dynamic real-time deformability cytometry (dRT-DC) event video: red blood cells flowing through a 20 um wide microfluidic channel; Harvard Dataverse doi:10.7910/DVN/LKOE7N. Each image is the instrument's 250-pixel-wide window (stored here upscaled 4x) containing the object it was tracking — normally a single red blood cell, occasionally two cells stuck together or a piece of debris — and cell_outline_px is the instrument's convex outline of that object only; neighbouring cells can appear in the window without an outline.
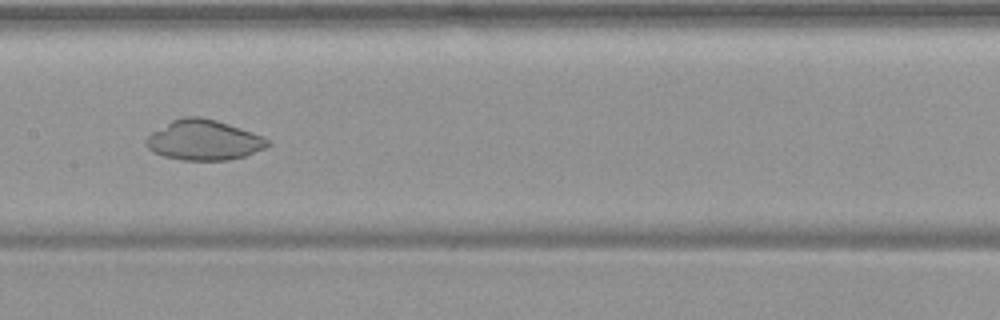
{"species": "common noctule bat (a hibernating species)", "species_latin": "Nyctalus noctula", "temperature_condition": "warm", "stored_images_in_passage": 54, "camera_frame_rate_fps": 3000, "um_per_image_px": 0.085, "animal": {"sex": "female", "body_mass_g": 19.9}, "frame": {"image": 1, "passage_image": 28, "time_ms": 9.0, "image_size_px": [1000, 320], "cell_outline_px": [[272, 144], [264, 148], [244, 156], [228, 160], [184, 160], [164, 156], [152, 152], [144, 144], [144, 140], [152, 132], [172, 120], [184, 116], [200, 116], [216, 120], [264, 136]], "centroid_in_image_um": [17.3, 11.9], "position_along_channel_um": 190.1, "area_um2": 28.44}}
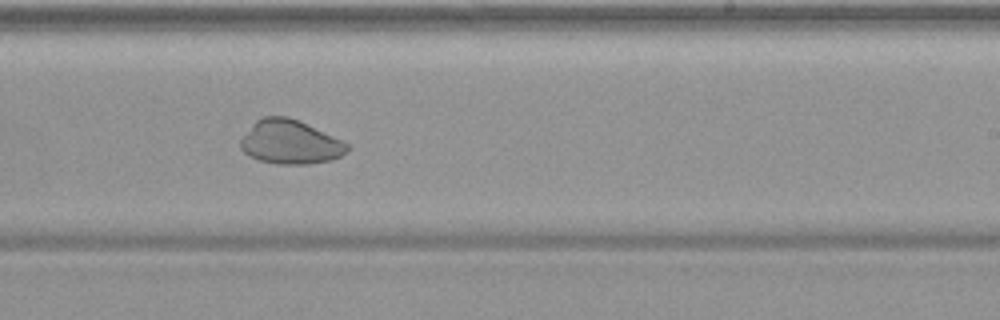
{"frame": {"image": 2, "passage_image": 34, "time_ms": 11.0, "image_size_px": [1000, 320], "cell_outline_px": [[352, 148], [340, 156], [332, 160], [308, 164], [276, 164], [260, 160], [248, 156], [240, 148], [240, 140], [252, 124], [256, 120], [264, 116], [288, 116], [332, 136], [348, 144]], "centroid_in_image_um": [24.64, 12.09], "position_along_channel_um": 264.4, "area_um2": 27.17}}
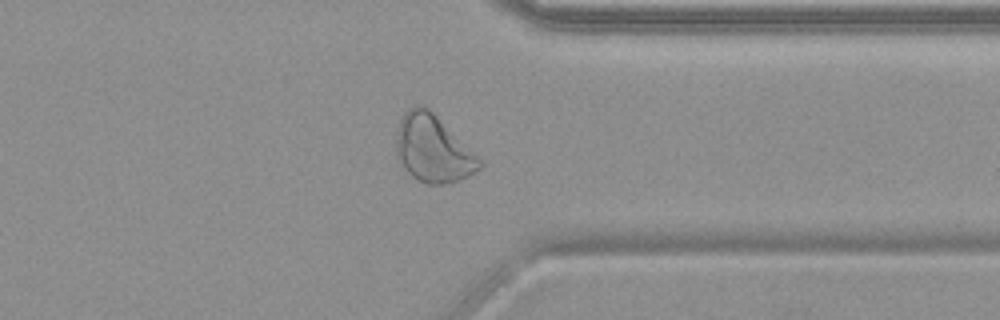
{"frame": {"image": 3, "passage_image": 43, "time_ms": 14.0, "image_size_px": [1000, 320], "cell_outline_px": [[484, 164], [476, 172], [468, 176], [444, 184], [428, 184], [416, 180], [400, 168], [396, 156], [396, 140], [400, 120], [404, 112], [408, 108], [416, 104], [424, 104]], "centroid_in_image_um": [36.72, 12.67], "position_along_channel_um": 374.7, "area_um2": 32.31}}